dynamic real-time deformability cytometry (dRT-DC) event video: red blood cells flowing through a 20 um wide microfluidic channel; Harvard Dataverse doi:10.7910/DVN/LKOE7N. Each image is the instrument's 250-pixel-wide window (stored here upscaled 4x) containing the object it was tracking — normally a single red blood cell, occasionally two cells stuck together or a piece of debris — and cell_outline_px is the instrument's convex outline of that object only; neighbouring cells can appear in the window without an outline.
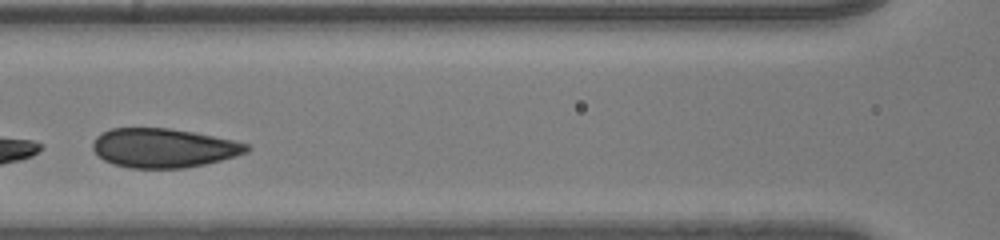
{"species": "human", "species_latin": "Homo sapiens", "temperature_condition": "room temperature", "stored_images_in_passage": 29, "camera_frame_rate_fps": 3000, "um_per_image_px": 0.085, "donor": {"sex": "male"}, "frame": {"image": 1, "passage_image": 9, "time_ms": 2.667, "image_size_px": [1000, 240], "cell_outline_px": [[252, 148], [248, 152], [220, 160], [204, 164], [184, 168], [128, 168], [112, 164], [104, 160], [92, 148], [92, 144], [96, 136], [100, 132], [112, 128], [168, 128], [196, 132], [232, 140], [248, 144]], "centroid_in_image_um": [13.89, 12.57], "position_along_channel_um": 152.7, "area_um2": 35.2}}
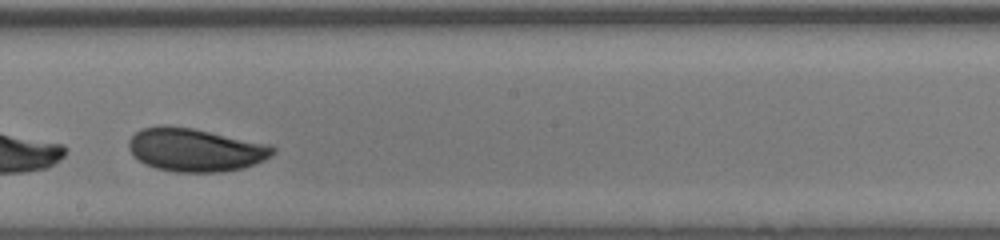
{"frame": {"image": 2, "passage_image": 15, "time_ms": 4.667, "image_size_px": [1000, 240], "cell_outline_px": [[276, 152], [272, 156], [264, 160], [244, 168], [220, 172], [176, 172], [156, 168], [144, 164], [128, 148], [128, 140], [140, 128], [160, 124], [168, 124], [192, 128], [272, 144], [276, 148]], "centroid_in_image_um": [16.63, 12.72], "position_along_channel_um": 231.6, "area_um2": 36.76}}
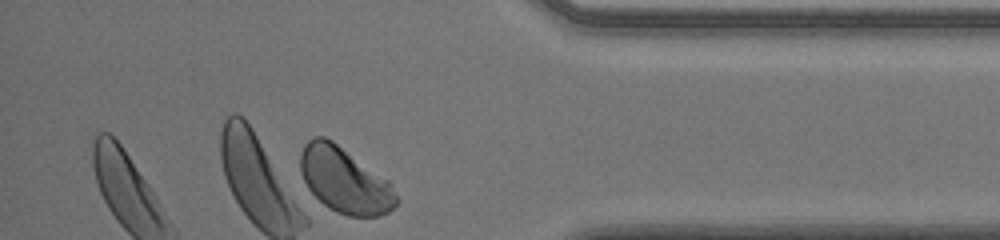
{"frame": {"image": 3, "passage_image": 29, "time_ms": 9.333, "image_size_px": [1000, 240], "cell_outline_px": [[400, 200], [388, 212], [380, 216], [348, 216], [336, 212], [328, 208], [308, 192], [300, 172], [300, 152], [304, 144], [308, 140], [316, 136], [324, 136], [332, 140], [388, 180]], "centroid_in_image_um": [29.25, 15.33], "position_along_channel_um": 405.9, "area_um2": 36.88}, "authors_computed_cell_mechanics": {"area_um2": 35.6048, "velocity_mm_per_s": 3.9672, "shape_relaxation_time_tau1_ms": 5.892, "shape_relaxation_time_tau2_ms": null, "deformation_change_tau1": 0.145, "deformation_change_tau2": null}}